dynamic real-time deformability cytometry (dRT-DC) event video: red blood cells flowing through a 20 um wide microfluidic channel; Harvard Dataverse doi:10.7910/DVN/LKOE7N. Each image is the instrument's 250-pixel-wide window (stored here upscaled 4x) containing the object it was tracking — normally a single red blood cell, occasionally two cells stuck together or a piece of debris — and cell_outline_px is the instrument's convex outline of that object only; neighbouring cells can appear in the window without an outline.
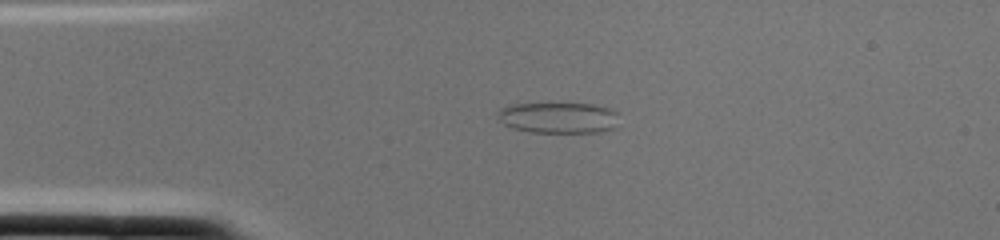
{"species": "common noctule bat (a hibernating species)", "species_latin": "Nyctalus noctula", "temperature_condition": "cold", "stored_images_in_passage": 1, "camera_frame_rate_fps": 3000, "um_per_image_px": 0.085, "animal": {"sex": "female", "body_mass_g": 22.0, "forearm_length_mm": 56.7}, "frame": {"image": 1, "passage_image": 1, "time_ms": 0.0, "image_size_px": [1000, 240], "cell_outline_px": [[620, 124], [616, 128], [600, 132], [532, 132], [512, 128], [504, 124], [496, 116], [500, 108], [512, 104], [592, 104], [608, 108], [616, 112]], "centroid_in_image_um": [47.49, 10.02], "position_along_channel_um": 37.5, "area_um2": 21.96}}